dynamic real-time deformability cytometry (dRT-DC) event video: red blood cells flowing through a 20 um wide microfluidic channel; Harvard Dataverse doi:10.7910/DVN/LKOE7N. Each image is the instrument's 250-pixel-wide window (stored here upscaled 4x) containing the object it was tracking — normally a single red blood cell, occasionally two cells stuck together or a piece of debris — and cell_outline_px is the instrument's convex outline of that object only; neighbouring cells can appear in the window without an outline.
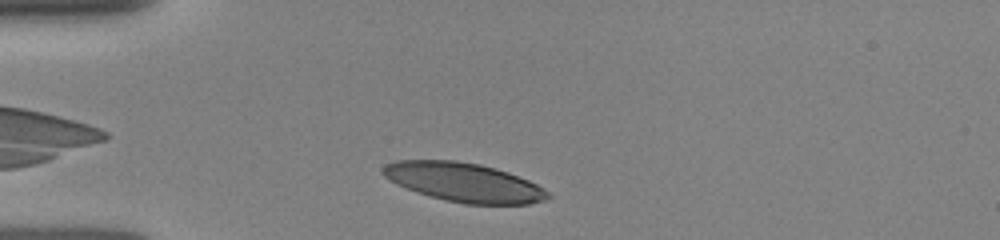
{"species": "human", "species_latin": "Homo sapiens", "temperature_condition": "room temperature", "stored_images_in_passage": 25, "camera_frame_rate_fps": 3000, "um_per_image_px": 0.085, "donor": {"sex": "female"}, "frame": {"image": 1, "passage_image": 2, "time_ms": 0.333, "image_size_px": [1000, 240], "cell_outline_px": [[552, 196], [544, 200], [528, 204], [464, 204], [428, 196], [416, 192], [396, 184], [384, 176], [380, 172], [380, 168], [384, 164], [396, 160], [456, 160], [480, 164], [496, 168], [508, 172], [528, 180], [544, 188]], "centroid_in_image_um": [39.39, 15.49], "position_along_channel_um": 45.6, "area_um2": 37.74}}
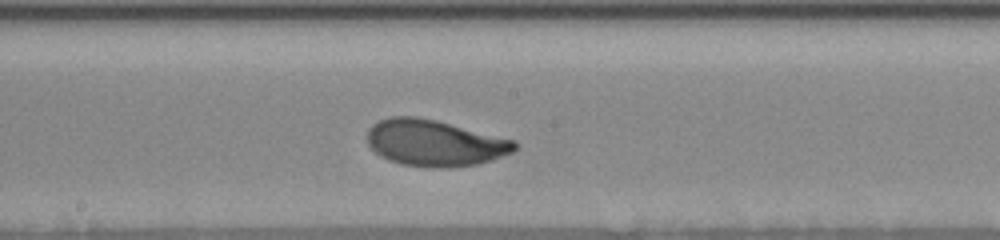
{"frame": {"image": 2, "passage_image": 15, "time_ms": 5.0, "image_size_px": [1000, 240], "cell_outline_px": [[516, 148], [512, 152], [492, 160], [476, 164], [452, 168], [432, 168], [400, 164], [388, 160], [380, 156], [368, 144], [368, 128], [372, 124], [380, 120], [392, 116], [416, 116], [436, 120], [516, 140]], "centroid_in_image_um": [36.94, 12.16], "position_along_channel_um": 211.3, "area_um2": 40.0}}
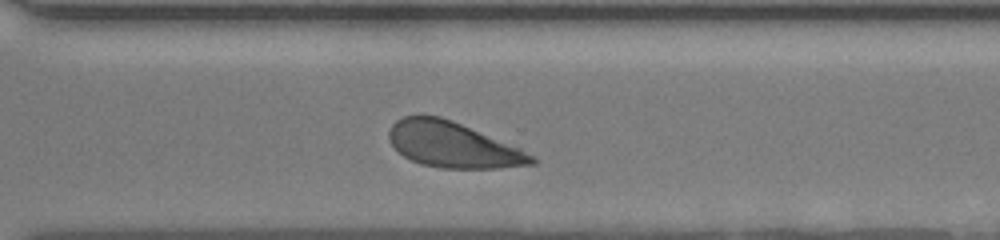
{"frame": {"image": 3, "passage_image": 24, "time_ms": 8.0, "image_size_px": [1000, 240], "cell_outline_px": [[540, 160], [536, 164], [496, 168], [440, 168], [420, 164], [404, 156], [392, 144], [388, 136], [388, 132], [392, 124], [396, 120], [404, 116], [440, 116], [452, 120], [520, 148], [536, 156]], "centroid_in_image_um": [38.53, 12.32], "position_along_channel_um": 332.1, "area_um2": 37.74}}